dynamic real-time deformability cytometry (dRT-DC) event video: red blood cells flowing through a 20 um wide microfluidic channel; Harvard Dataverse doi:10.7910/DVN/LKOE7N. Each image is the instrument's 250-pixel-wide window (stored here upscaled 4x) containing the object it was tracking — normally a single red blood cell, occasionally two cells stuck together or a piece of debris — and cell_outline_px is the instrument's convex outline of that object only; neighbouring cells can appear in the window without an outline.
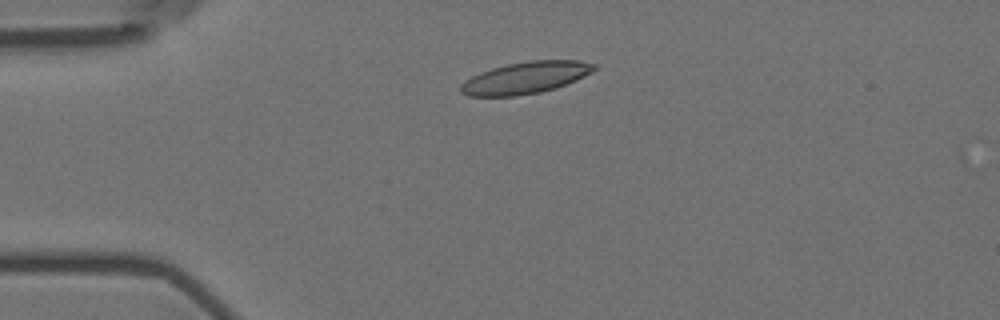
{"species": "Egyptian fruit bat (a non-hibernating species)", "species_latin": "Rousettus aegyptiacus", "temperature_condition": "room temperature", "stored_images_in_passage": 3, "camera_frame_rate_fps": 3000, "um_per_image_px": 0.085, "animal": {"sex": "female"}, "frame": {"image": 1, "passage_image": 2, "time_ms": 1.333, "image_size_px": [1000, 320], "cell_outline_px": [[596, 68], [592, 72], [576, 80], [556, 88], [540, 92], [516, 96], [468, 96], [460, 92], [460, 84], [464, 80], [480, 72], [492, 68], [508, 64], [528, 60], [580, 60], [596, 64]], "centroid_in_image_um": [44.66, 6.6], "position_along_channel_um": 40.3, "area_um2": 24.85}}